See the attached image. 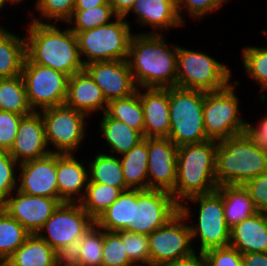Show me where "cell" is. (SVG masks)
Returning <instances> with one entry per match:
<instances>
[{"mask_svg": "<svg viewBox=\"0 0 267 266\" xmlns=\"http://www.w3.org/2000/svg\"><path fill=\"white\" fill-rule=\"evenodd\" d=\"M105 113L111 118L124 122L143 135L144 111L140 101L139 88L127 97L109 101Z\"/></svg>", "mask_w": 267, "mask_h": 266, "instance_id": "32", "label": "cell"}, {"mask_svg": "<svg viewBox=\"0 0 267 266\" xmlns=\"http://www.w3.org/2000/svg\"><path fill=\"white\" fill-rule=\"evenodd\" d=\"M139 96L144 111V138H168L169 88H139Z\"/></svg>", "mask_w": 267, "mask_h": 266, "instance_id": "22", "label": "cell"}, {"mask_svg": "<svg viewBox=\"0 0 267 266\" xmlns=\"http://www.w3.org/2000/svg\"><path fill=\"white\" fill-rule=\"evenodd\" d=\"M216 190L222 196L225 223L230 229L258 212L242 185H223Z\"/></svg>", "mask_w": 267, "mask_h": 266, "instance_id": "27", "label": "cell"}, {"mask_svg": "<svg viewBox=\"0 0 267 266\" xmlns=\"http://www.w3.org/2000/svg\"><path fill=\"white\" fill-rule=\"evenodd\" d=\"M107 103L102 89L85 70L69 77L66 106L74 108L90 118L92 114L95 115L99 112L103 114L106 111Z\"/></svg>", "mask_w": 267, "mask_h": 266, "instance_id": "23", "label": "cell"}, {"mask_svg": "<svg viewBox=\"0 0 267 266\" xmlns=\"http://www.w3.org/2000/svg\"><path fill=\"white\" fill-rule=\"evenodd\" d=\"M217 144L215 140H207L178 147L177 180L171 192L178 204L191 196L208 194L217 189L215 178Z\"/></svg>", "mask_w": 267, "mask_h": 266, "instance_id": "3", "label": "cell"}, {"mask_svg": "<svg viewBox=\"0 0 267 266\" xmlns=\"http://www.w3.org/2000/svg\"><path fill=\"white\" fill-rule=\"evenodd\" d=\"M27 99L33 111L65 104L69 76L33 63L27 56L21 73Z\"/></svg>", "mask_w": 267, "mask_h": 266, "instance_id": "11", "label": "cell"}, {"mask_svg": "<svg viewBox=\"0 0 267 266\" xmlns=\"http://www.w3.org/2000/svg\"><path fill=\"white\" fill-rule=\"evenodd\" d=\"M203 103V91L177 86L169 88L168 138L177 147L209 140L204 129Z\"/></svg>", "mask_w": 267, "mask_h": 266, "instance_id": "6", "label": "cell"}, {"mask_svg": "<svg viewBox=\"0 0 267 266\" xmlns=\"http://www.w3.org/2000/svg\"><path fill=\"white\" fill-rule=\"evenodd\" d=\"M136 0H109L112 10L117 17H124Z\"/></svg>", "mask_w": 267, "mask_h": 266, "instance_id": "51", "label": "cell"}, {"mask_svg": "<svg viewBox=\"0 0 267 266\" xmlns=\"http://www.w3.org/2000/svg\"><path fill=\"white\" fill-rule=\"evenodd\" d=\"M102 266H135L128 258L125 243L117 232L104 230Z\"/></svg>", "mask_w": 267, "mask_h": 266, "instance_id": "41", "label": "cell"}, {"mask_svg": "<svg viewBox=\"0 0 267 266\" xmlns=\"http://www.w3.org/2000/svg\"><path fill=\"white\" fill-rule=\"evenodd\" d=\"M56 173L58 198L63 203H79L89 181L87 159L80 160L75 153H56Z\"/></svg>", "mask_w": 267, "mask_h": 266, "instance_id": "21", "label": "cell"}, {"mask_svg": "<svg viewBox=\"0 0 267 266\" xmlns=\"http://www.w3.org/2000/svg\"><path fill=\"white\" fill-rule=\"evenodd\" d=\"M163 266H208V263L204 253L194 251L187 257L176 259L164 264Z\"/></svg>", "mask_w": 267, "mask_h": 266, "instance_id": "49", "label": "cell"}, {"mask_svg": "<svg viewBox=\"0 0 267 266\" xmlns=\"http://www.w3.org/2000/svg\"><path fill=\"white\" fill-rule=\"evenodd\" d=\"M109 0H75L74 10H86L105 5Z\"/></svg>", "mask_w": 267, "mask_h": 266, "instance_id": "52", "label": "cell"}, {"mask_svg": "<svg viewBox=\"0 0 267 266\" xmlns=\"http://www.w3.org/2000/svg\"><path fill=\"white\" fill-rule=\"evenodd\" d=\"M239 84L236 80L224 89L204 92L203 122L209 140L219 142L246 131L247 119L241 115L240 97L235 92Z\"/></svg>", "mask_w": 267, "mask_h": 266, "instance_id": "9", "label": "cell"}, {"mask_svg": "<svg viewBox=\"0 0 267 266\" xmlns=\"http://www.w3.org/2000/svg\"><path fill=\"white\" fill-rule=\"evenodd\" d=\"M164 35L139 31L131 37L127 62L138 88L176 86L178 45Z\"/></svg>", "mask_w": 267, "mask_h": 266, "instance_id": "1", "label": "cell"}, {"mask_svg": "<svg viewBox=\"0 0 267 266\" xmlns=\"http://www.w3.org/2000/svg\"><path fill=\"white\" fill-rule=\"evenodd\" d=\"M51 151L45 137V127L40 111L22 117L17 136L9 154L18 162L42 158Z\"/></svg>", "mask_w": 267, "mask_h": 266, "instance_id": "20", "label": "cell"}, {"mask_svg": "<svg viewBox=\"0 0 267 266\" xmlns=\"http://www.w3.org/2000/svg\"><path fill=\"white\" fill-rule=\"evenodd\" d=\"M125 243L129 260L135 266H150V252L148 235L132 233L129 231L117 232Z\"/></svg>", "mask_w": 267, "mask_h": 266, "instance_id": "40", "label": "cell"}, {"mask_svg": "<svg viewBox=\"0 0 267 266\" xmlns=\"http://www.w3.org/2000/svg\"><path fill=\"white\" fill-rule=\"evenodd\" d=\"M87 165L90 182L120 188L122 191L128 190L119 156L97 152L93 159H87Z\"/></svg>", "mask_w": 267, "mask_h": 266, "instance_id": "31", "label": "cell"}, {"mask_svg": "<svg viewBox=\"0 0 267 266\" xmlns=\"http://www.w3.org/2000/svg\"><path fill=\"white\" fill-rule=\"evenodd\" d=\"M24 115L0 111V150L10 151Z\"/></svg>", "mask_w": 267, "mask_h": 266, "instance_id": "44", "label": "cell"}, {"mask_svg": "<svg viewBox=\"0 0 267 266\" xmlns=\"http://www.w3.org/2000/svg\"><path fill=\"white\" fill-rule=\"evenodd\" d=\"M13 3H14V6L15 5H20V4H23V2L25 1V0H11Z\"/></svg>", "mask_w": 267, "mask_h": 266, "instance_id": "55", "label": "cell"}, {"mask_svg": "<svg viewBox=\"0 0 267 266\" xmlns=\"http://www.w3.org/2000/svg\"><path fill=\"white\" fill-rule=\"evenodd\" d=\"M101 115L98 127L108 146V154L121 156L144 139L139 131L124 122L109 117L105 112Z\"/></svg>", "mask_w": 267, "mask_h": 266, "instance_id": "25", "label": "cell"}, {"mask_svg": "<svg viewBox=\"0 0 267 266\" xmlns=\"http://www.w3.org/2000/svg\"><path fill=\"white\" fill-rule=\"evenodd\" d=\"M259 212L267 214V172L261 173L242 185Z\"/></svg>", "mask_w": 267, "mask_h": 266, "instance_id": "46", "label": "cell"}, {"mask_svg": "<svg viewBox=\"0 0 267 266\" xmlns=\"http://www.w3.org/2000/svg\"><path fill=\"white\" fill-rule=\"evenodd\" d=\"M7 27L5 28L3 25L0 24V37L7 31Z\"/></svg>", "mask_w": 267, "mask_h": 266, "instance_id": "54", "label": "cell"}, {"mask_svg": "<svg viewBox=\"0 0 267 266\" xmlns=\"http://www.w3.org/2000/svg\"><path fill=\"white\" fill-rule=\"evenodd\" d=\"M127 19L116 17L106 25L76 34L83 65L96 61L127 60L134 34Z\"/></svg>", "mask_w": 267, "mask_h": 266, "instance_id": "7", "label": "cell"}, {"mask_svg": "<svg viewBox=\"0 0 267 266\" xmlns=\"http://www.w3.org/2000/svg\"><path fill=\"white\" fill-rule=\"evenodd\" d=\"M116 17L108 1L105 5L98 7L86 10H74L71 18L65 24L77 34L81 31L106 25Z\"/></svg>", "mask_w": 267, "mask_h": 266, "instance_id": "37", "label": "cell"}, {"mask_svg": "<svg viewBox=\"0 0 267 266\" xmlns=\"http://www.w3.org/2000/svg\"><path fill=\"white\" fill-rule=\"evenodd\" d=\"M230 66L205 52L178 45L176 86L215 92L226 88L233 80Z\"/></svg>", "mask_w": 267, "mask_h": 266, "instance_id": "8", "label": "cell"}, {"mask_svg": "<svg viewBox=\"0 0 267 266\" xmlns=\"http://www.w3.org/2000/svg\"><path fill=\"white\" fill-rule=\"evenodd\" d=\"M25 58V36L7 30L0 37V79L21 75Z\"/></svg>", "mask_w": 267, "mask_h": 266, "instance_id": "29", "label": "cell"}, {"mask_svg": "<svg viewBox=\"0 0 267 266\" xmlns=\"http://www.w3.org/2000/svg\"><path fill=\"white\" fill-rule=\"evenodd\" d=\"M18 168L9 151L0 150V205L17 189Z\"/></svg>", "mask_w": 267, "mask_h": 266, "instance_id": "42", "label": "cell"}, {"mask_svg": "<svg viewBox=\"0 0 267 266\" xmlns=\"http://www.w3.org/2000/svg\"><path fill=\"white\" fill-rule=\"evenodd\" d=\"M30 233L0 207V260L5 261L25 242Z\"/></svg>", "mask_w": 267, "mask_h": 266, "instance_id": "36", "label": "cell"}, {"mask_svg": "<svg viewBox=\"0 0 267 266\" xmlns=\"http://www.w3.org/2000/svg\"><path fill=\"white\" fill-rule=\"evenodd\" d=\"M34 4L35 6L33 7L35 9L33 8V10H36V15L38 16L34 15L31 17V21L57 24L61 22L62 25L71 18L75 7V0H35Z\"/></svg>", "mask_w": 267, "mask_h": 266, "instance_id": "38", "label": "cell"}, {"mask_svg": "<svg viewBox=\"0 0 267 266\" xmlns=\"http://www.w3.org/2000/svg\"><path fill=\"white\" fill-rule=\"evenodd\" d=\"M242 65L247 77L252 79L258 86L261 102L267 100V46H246L240 51ZM264 92V93H263Z\"/></svg>", "mask_w": 267, "mask_h": 266, "instance_id": "34", "label": "cell"}, {"mask_svg": "<svg viewBox=\"0 0 267 266\" xmlns=\"http://www.w3.org/2000/svg\"><path fill=\"white\" fill-rule=\"evenodd\" d=\"M148 240L150 266H163L195 251L188 221L180 212L164 226L149 234Z\"/></svg>", "mask_w": 267, "mask_h": 266, "instance_id": "13", "label": "cell"}, {"mask_svg": "<svg viewBox=\"0 0 267 266\" xmlns=\"http://www.w3.org/2000/svg\"><path fill=\"white\" fill-rule=\"evenodd\" d=\"M95 220L79 203H61L37 235L57 251L73 242L93 226Z\"/></svg>", "mask_w": 267, "mask_h": 266, "instance_id": "14", "label": "cell"}, {"mask_svg": "<svg viewBox=\"0 0 267 266\" xmlns=\"http://www.w3.org/2000/svg\"><path fill=\"white\" fill-rule=\"evenodd\" d=\"M204 255L208 266H243L241 253L230 245L207 250Z\"/></svg>", "mask_w": 267, "mask_h": 266, "instance_id": "45", "label": "cell"}, {"mask_svg": "<svg viewBox=\"0 0 267 266\" xmlns=\"http://www.w3.org/2000/svg\"><path fill=\"white\" fill-rule=\"evenodd\" d=\"M127 189H148V138L119 156Z\"/></svg>", "mask_w": 267, "mask_h": 266, "instance_id": "28", "label": "cell"}, {"mask_svg": "<svg viewBox=\"0 0 267 266\" xmlns=\"http://www.w3.org/2000/svg\"><path fill=\"white\" fill-rule=\"evenodd\" d=\"M179 212V204L171 192L159 189H137L132 222L124 231L149 235L164 226Z\"/></svg>", "mask_w": 267, "mask_h": 266, "instance_id": "12", "label": "cell"}, {"mask_svg": "<svg viewBox=\"0 0 267 266\" xmlns=\"http://www.w3.org/2000/svg\"><path fill=\"white\" fill-rule=\"evenodd\" d=\"M230 246L244 253H267V214L257 212L230 229Z\"/></svg>", "mask_w": 267, "mask_h": 266, "instance_id": "24", "label": "cell"}, {"mask_svg": "<svg viewBox=\"0 0 267 266\" xmlns=\"http://www.w3.org/2000/svg\"><path fill=\"white\" fill-rule=\"evenodd\" d=\"M84 70L102 89L107 102L127 97L138 89L127 60L91 62L84 65Z\"/></svg>", "mask_w": 267, "mask_h": 266, "instance_id": "16", "label": "cell"}, {"mask_svg": "<svg viewBox=\"0 0 267 266\" xmlns=\"http://www.w3.org/2000/svg\"><path fill=\"white\" fill-rule=\"evenodd\" d=\"M228 1L229 0H176L178 15L183 24H185L187 20L184 18V15L187 14L192 19L201 20L207 15H211L215 10L218 11L221 9ZM182 10H184L186 14H182Z\"/></svg>", "mask_w": 267, "mask_h": 266, "instance_id": "43", "label": "cell"}, {"mask_svg": "<svg viewBox=\"0 0 267 266\" xmlns=\"http://www.w3.org/2000/svg\"><path fill=\"white\" fill-rule=\"evenodd\" d=\"M14 5V3L11 0H0V13L2 11V9L5 8L6 5Z\"/></svg>", "mask_w": 267, "mask_h": 266, "instance_id": "53", "label": "cell"}, {"mask_svg": "<svg viewBox=\"0 0 267 266\" xmlns=\"http://www.w3.org/2000/svg\"><path fill=\"white\" fill-rule=\"evenodd\" d=\"M45 137L51 153H76L86 139L89 117L68 106H54L42 110ZM88 120V121H87ZM51 146H53L51 148Z\"/></svg>", "mask_w": 267, "mask_h": 266, "instance_id": "10", "label": "cell"}, {"mask_svg": "<svg viewBox=\"0 0 267 266\" xmlns=\"http://www.w3.org/2000/svg\"><path fill=\"white\" fill-rule=\"evenodd\" d=\"M0 266H4V263L0 260Z\"/></svg>", "mask_w": 267, "mask_h": 266, "instance_id": "56", "label": "cell"}, {"mask_svg": "<svg viewBox=\"0 0 267 266\" xmlns=\"http://www.w3.org/2000/svg\"><path fill=\"white\" fill-rule=\"evenodd\" d=\"M61 203L59 198L33 196L16 189L0 207L30 234H37Z\"/></svg>", "mask_w": 267, "mask_h": 266, "instance_id": "15", "label": "cell"}, {"mask_svg": "<svg viewBox=\"0 0 267 266\" xmlns=\"http://www.w3.org/2000/svg\"><path fill=\"white\" fill-rule=\"evenodd\" d=\"M177 153L178 147L169 138H148V189L174 190Z\"/></svg>", "mask_w": 267, "mask_h": 266, "instance_id": "17", "label": "cell"}, {"mask_svg": "<svg viewBox=\"0 0 267 266\" xmlns=\"http://www.w3.org/2000/svg\"><path fill=\"white\" fill-rule=\"evenodd\" d=\"M122 192L120 188L88 181L84 196L79 204L96 220L119 198Z\"/></svg>", "mask_w": 267, "mask_h": 266, "instance_id": "35", "label": "cell"}, {"mask_svg": "<svg viewBox=\"0 0 267 266\" xmlns=\"http://www.w3.org/2000/svg\"><path fill=\"white\" fill-rule=\"evenodd\" d=\"M130 13L134 14L135 23L142 27L151 26L152 29L143 34H166L168 29L185 26L178 15L176 0H136L124 18Z\"/></svg>", "mask_w": 267, "mask_h": 266, "instance_id": "19", "label": "cell"}, {"mask_svg": "<svg viewBox=\"0 0 267 266\" xmlns=\"http://www.w3.org/2000/svg\"><path fill=\"white\" fill-rule=\"evenodd\" d=\"M0 111L24 116L33 112L22 75L0 79Z\"/></svg>", "mask_w": 267, "mask_h": 266, "instance_id": "33", "label": "cell"}, {"mask_svg": "<svg viewBox=\"0 0 267 266\" xmlns=\"http://www.w3.org/2000/svg\"><path fill=\"white\" fill-rule=\"evenodd\" d=\"M267 172V152L255 145L246 132L217 144L215 178L218 186L243 185Z\"/></svg>", "mask_w": 267, "mask_h": 266, "instance_id": "4", "label": "cell"}, {"mask_svg": "<svg viewBox=\"0 0 267 266\" xmlns=\"http://www.w3.org/2000/svg\"><path fill=\"white\" fill-rule=\"evenodd\" d=\"M133 203H137V189L123 191L95 220V224L105 231H124L132 222Z\"/></svg>", "mask_w": 267, "mask_h": 266, "instance_id": "30", "label": "cell"}, {"mask_svg": "<svg viewBox=\"0 0 267 266\" xmlns=\"http://www.w3.org/2000/svg\"><path fill=\"white\" fill-rule=\"evenodd\" d=\"M4 266H56V251L37 234H30Z\"/></svg>", "mask_w": 267, "mask_h": 266, "instance_id": "26", "label": "cell"}, {"mask_svg": "<svg viewBox=\"0 0 267 266\" xmlns=\"http://www.w3.org/2000/svg\"><path fill=\"white\" fill-rule=\"evenodd\" d=\"M190 203L191 208L194 204L198 206L197 211L199 213L195 212L197 216L194 215L189 207ZM179 212L190 222V224L188 222V225L195 251H197L195 249V241L199 243L198 251L202 253L230 244V228L225 223L223 199L217 190L187 198L179 204ZM192 216H196L197 220L194 222L190 220V218H193Z\"/></svg>", "mask_w": 267, "mask_h": 266, "instance_id": "5", "label": "cell"}, {"mask_svg": "<svg viewBox=\"0 0 267 266\" xmlns=\"http://www.w3.org/2000/svg\"><path fill=\"white\" fill-rule=\"evenodd\" d=\"M104 230L95 223L82 236L80 248V266H102Z\"/></svg>", "mask_w": 267, "mask_h": 266, "instance_id": "39", "label": "cell"}, {"mask_svg": "<svg viewBox=\"0 0 267 266\" xmlns=\"http://www.w3.org/2000/svg\"><path fill=\"white\" fill-rule=\"evenodd\" d=\"M81 238L56 251V266H80Z\"/></svg>", "mask_w": 267, "mask_h": 266, "instance_id": "47", "label": "cell"}, {"mask_svg": "<svg viewBox=\"0 0 267 266\" xmlns=\"http://www.w3.org/2000/svg\"><path fill=\"white\" fill-rule=\"evenodd\" d=\"M243 266H267V253L241 254Z\"/></svg>", "mask_w": 267, "mask_h": 266, "instance_id": "50", "label": "cell"}, {"mask_svg": "<svg viewBox=\"0 0 267 266\" xmlns=\"http://www.w3.org/2000/svg\"><path fill=\"white\" fill-rule=\"evenodd\" d=\"M57 23H30L26 28V56L33 62L53 68L69 77L84 70L76 34Z\"/></svg>", "mask_w": 267, "mask_h": 266, "instance_id": "2", "label": "cell"}, {"mask_svg": "<svg viewBox=\"0 0 267 266\" xmlns=\"http://www.w3.org/2000/svg\"><path fill=\"white\" fill-rule=\"evenodd\" d=\"M17 190L33 196L58 198L56 153L19 163Z\"/></svg>", "mask_w": 267, "mask_h": 266, "instance_id": "18", "label": "cell"}, {"mask_svg": "<svg viewBox=\"0 0 267 266\" xmlns=\"http://www.w3.org/2000/svg\"><path fill=\"white\" fill-rule=\"evenodd\" d=\"M253 125L250 119L247 120L246 133L254 141L255 145L267 152V115H263L261 119Z\"/></svg>", "mask_w": 267, "mask_h": 266, "instance_id": "48", "label": "cell"}]
</instances>
